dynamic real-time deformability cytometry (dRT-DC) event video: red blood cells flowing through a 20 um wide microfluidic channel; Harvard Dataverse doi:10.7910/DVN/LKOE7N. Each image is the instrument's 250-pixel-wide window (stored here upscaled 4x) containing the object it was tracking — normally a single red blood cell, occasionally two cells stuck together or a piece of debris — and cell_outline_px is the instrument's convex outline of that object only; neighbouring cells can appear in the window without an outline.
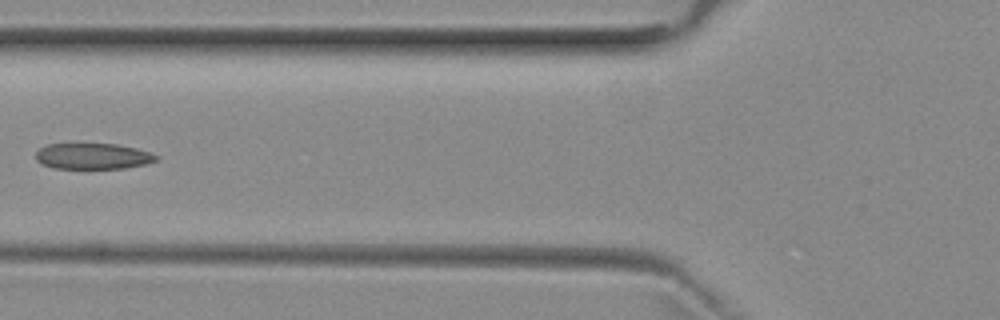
{"species": "common noctule bat (a hibernating species)", "species_latin": "Nyctalus noctula", "temperature_condition": "room temperature", "stored_images_in_passage": 5, "camera_frame_rate_fps": 3000, "um_per_image_px": 0.085, "animal": {"sex": "female", "body_mass_g": 29.2, "forearm_length_mm": 56.3}, "frame": {"image": 1, "passage_image": 5, "time_ms": 5.667, "image_size_px": [1000, 320], "cell_outline_px": [[160, 160], [144, 164], [124, 168], [52, 168], [40, 164], [36, 160], [36, 152], [40, 148], [48, 144], [116, 144], [136, 148], [152, 152], [160, 156]], "centroid_in_image_um": [7.92, 13.28], "position_along_channel_um": 117.9, "area_um2": 18.32}}